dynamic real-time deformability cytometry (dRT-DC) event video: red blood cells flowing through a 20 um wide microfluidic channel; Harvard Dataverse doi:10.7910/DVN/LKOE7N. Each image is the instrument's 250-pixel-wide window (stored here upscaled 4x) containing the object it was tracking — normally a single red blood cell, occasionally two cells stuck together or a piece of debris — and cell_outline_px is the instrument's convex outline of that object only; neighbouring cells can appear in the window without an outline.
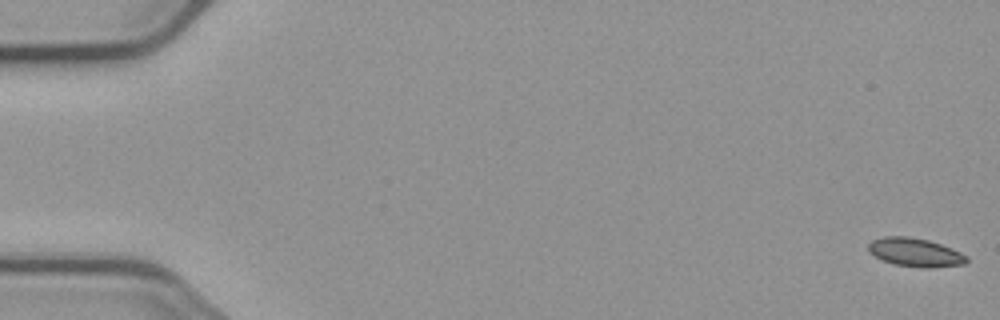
{"species": "common noctule bat (a hibernating species)", "species_latin": "Nyctalus noctula", "temperature_condition": "cold", "stored_images_in_passage": 6, "camera_frame_rate_fps": 3000, "um_per_image_px": 0.085, "animal": {"sex": "male", "body_mass_g": 23.1, "forearm_length_mm": 52.7}, "frame": {"image": 1, "passage_image": 1, "time_ms": 0.0, "image_size_px": [1000, 320], "cell_outline_px": [[968, 260], [964, 264], [928, 268], [896, 264], [884, 260], [868, 252], [868, 244], [872, 240], [884, 236], [908, 236], [928, 240], [952, 248], [968, 256]], "centroid_in_image_um": [77.8, 21.43], "position_along_channel_um": 7.2, "area_um2": 16.18}}
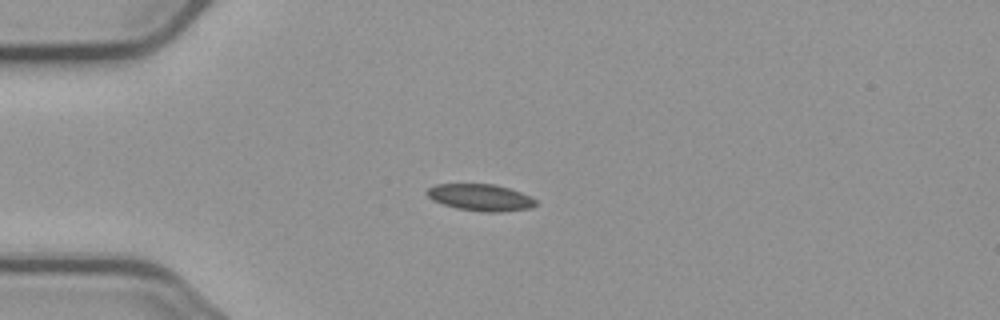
{"frame": {"image": 2, "passage_image": 5, "time_ms": 4.667, "image_size_px": [1000, 320], "cell_outline_px": [[536, 204], [532, 208], [500, 212], [484, 212], [456, 208], [432, 200], [424, 192], [428, 188], [436, 184], [496, 184], [520, 192], [536, 200]], "centroid_in_image_um": [40.82, 16.78], "position_along_channel_um": 44.2, "area_um2": 16.94}}